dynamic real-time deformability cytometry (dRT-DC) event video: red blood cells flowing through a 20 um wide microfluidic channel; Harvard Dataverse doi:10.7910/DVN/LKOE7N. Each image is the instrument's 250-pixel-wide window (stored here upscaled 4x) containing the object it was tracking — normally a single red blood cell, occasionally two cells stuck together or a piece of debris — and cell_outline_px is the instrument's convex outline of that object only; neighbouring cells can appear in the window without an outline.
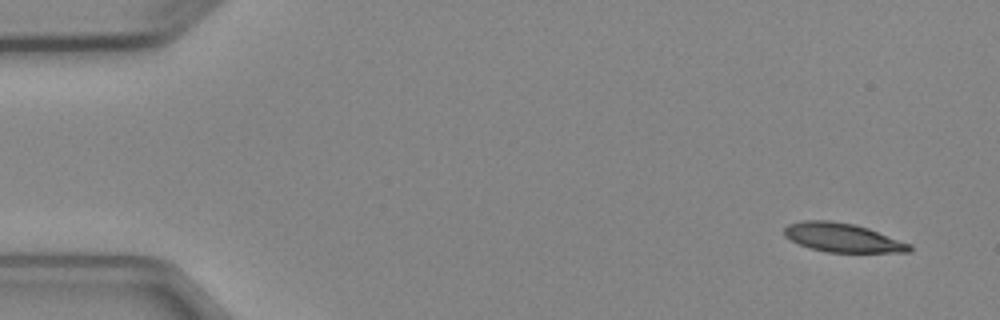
{"species": "Egyptian fruit bat (a non-hibernating species)", "species_latin": "Rousettus aegyptiacus", "temperature_condition": "cold", "stored_images_in_passage": 7, "camera_frame_rate_fps": 3000, "um_per_image_px": 0.085, "animal": {"sex": "female"}, "frame": {"image": 1, "passage_image": 1, "time_ms": 0.0, "image_size_px": [1000, 320], "cell_outline_px": [[912, 252], [828, 252], [808, 248], [784, 236], [784, 228], [788, 224], [804, 220], [828, 220], [856, 224], [868, 228], [912, 244]], "centroid_in_image_um": [71.63, 20.19], "position_along_channel_um": 13.4, "area_um2": 21.15}}
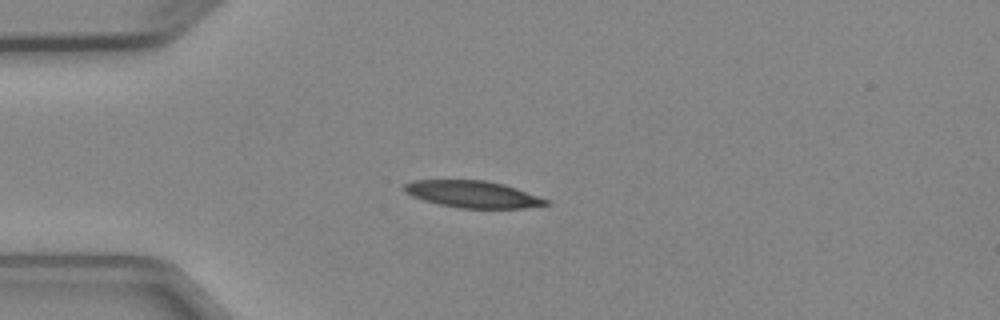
{"frame": {"image": 2, "passage_image": 3, "time_ms": 3.333, "image_size_px": [1000, 320], "cell_outline_px": [[548, 204], [524, 208], [460, 208], [440, 204], [424, 200], [412, 196], [404, 192], [400, 188], [404, 184], [412, 180], [488, 180], [504, 184], [516, 188], [548, 200]], "centroid_in_image_um": [40.12, 16.5], "position_along_channel_um": 44.9, "area_um2": 22.14}}